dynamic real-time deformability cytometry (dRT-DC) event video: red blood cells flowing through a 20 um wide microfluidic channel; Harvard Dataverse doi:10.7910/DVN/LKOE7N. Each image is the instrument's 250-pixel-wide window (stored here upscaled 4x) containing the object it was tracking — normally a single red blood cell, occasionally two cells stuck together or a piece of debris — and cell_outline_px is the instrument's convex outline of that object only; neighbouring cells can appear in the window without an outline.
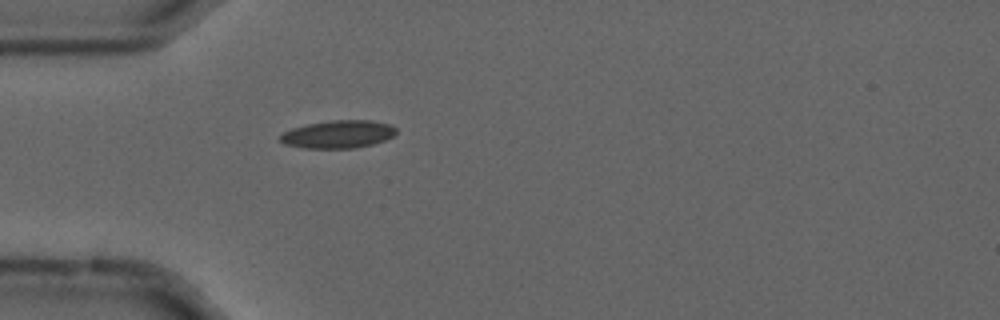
{"species": "common noctule bat (a hibernating species)", "species_latin": "Nyctalus noctula", "temperature_condition": "cold", "stored_images_in_passage": 40, "camera_frame_rate_fps": 3000, "um_per_image_px": 0.085, "animal": {"sex": "male", "forearm_length_mm": 52.5}, "frame": {"image": 1, "passage_image": 1, "time_ms": 0.0, "image_size_px": [1000, 320], "cell_outline_px": [[396, 132], [392, 136], [384, 140], [372, 144], [356, 148], [304, 148], [284, 144], [280, 140], [280, 136], [284, 132], [292, 128], [308, 124], [332, 120], [372, 120], [388, 124], [396, 128]], "centroid_in_image_um": [28.73, 11.41], "position_along_channel_um": 56.3, "area_um2": 18.67}}
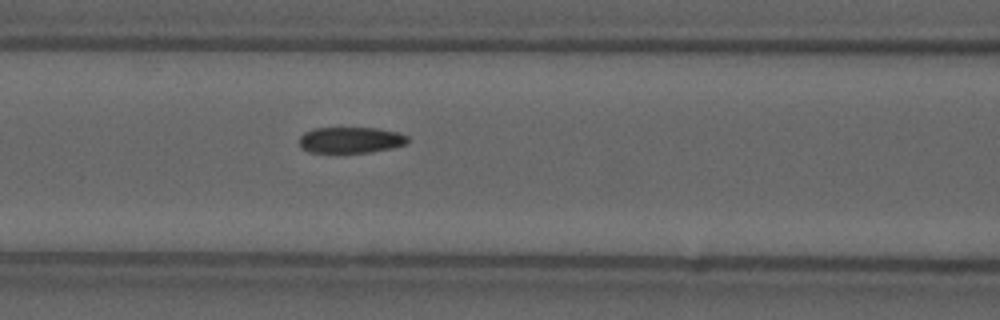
{"frame": {"image": 2, "passage_image": 8, "time_ms": 2.333, "image_size_px": [1000, 320], "cell_outline_px": [[408, 144], [392, 148], [368, 152], [308, 152], [300, 148], [300, 136], [304, 132], [312, 128], [376, 128], [396, 132], [408, 136]], "centroid_in_image_um": [29.79, 11.9], "position_along_channel_um": 136.8, "area_um2": 16.47}}
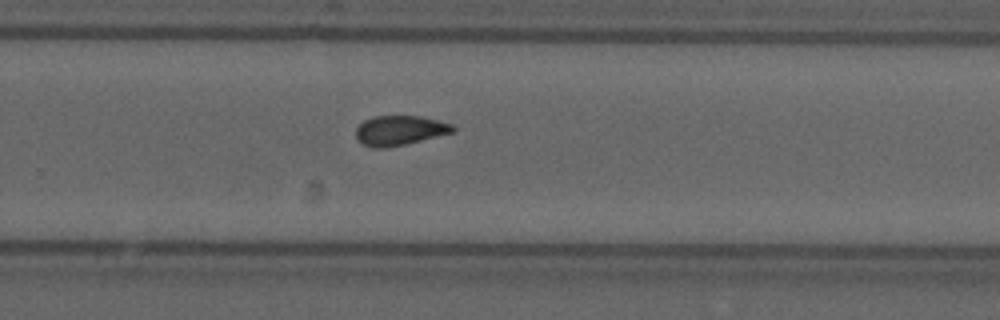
{"frame": {"image": 3, "passage_image": 21, "time_ms": 6.667, "image_size_px": [1000, 320], "cell_outline_px": [[456, 128], [452, 132], [388, 148], [372, 148], [356, 140], [356, 128], [364, 120], [372, 116], [420, 116], [452, 124]], "centroid_in_image_um": [33.92, 11.08], "position_along_channel_um": 295.9, "area_um2": 16.65}, "authors_computed_cell_mechanics": {"area_um2": 16.9643, "velocity_mm_per_s": 3.6829, "shape_relaxation_time_tau1_ms": 8.1704, "shape_relaxation_time_tau2_ms": 2.4577, "deformation_change_tau1": 0.1801, "deformation_change_tau2": 0.0793}}